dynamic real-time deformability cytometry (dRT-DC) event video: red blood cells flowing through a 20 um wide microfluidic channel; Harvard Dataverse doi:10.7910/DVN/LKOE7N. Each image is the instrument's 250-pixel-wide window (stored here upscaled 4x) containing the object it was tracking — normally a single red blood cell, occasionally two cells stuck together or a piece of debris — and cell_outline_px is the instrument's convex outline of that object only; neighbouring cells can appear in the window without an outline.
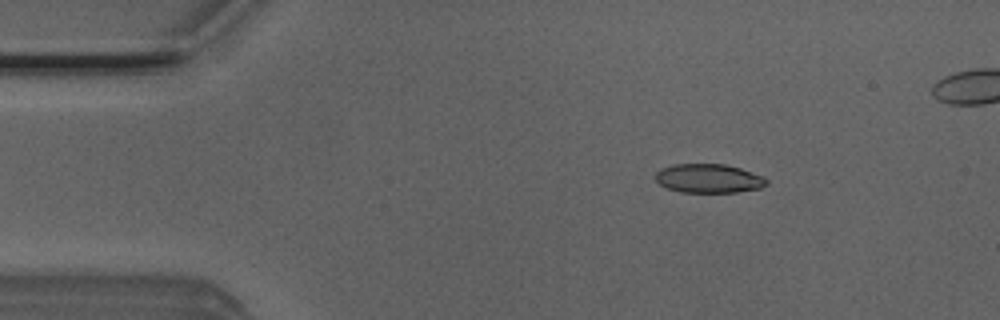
{"species": "Egyptian fruit bat (a non-hibernating species)", "species_latin": "Rousettus aegyptiacus", "temperature_condition": "room temperature", "stored_images_in_passage": 5, "camera_frame_rate_fps": 3000, "um_per_image_px": 0.085, "animal": {"sex": "male"}, "frame": {"image": 1, "passage_image": 2, "time_ms": 0.333, "image_size_px": [1000, 320], "cell_outline_px": [[768, 184], [760, 188], [736, 192], [680, 192], [664, 188], [656, 180], [656, 172], [660, 168], [672, 164], [724, 164], [740, 168], [764, 176], [768, 180]], "centroid_in_image_um": [60.23, 15.16], "position_along_channel_um": 24.8, "area_um2": 18.9}}